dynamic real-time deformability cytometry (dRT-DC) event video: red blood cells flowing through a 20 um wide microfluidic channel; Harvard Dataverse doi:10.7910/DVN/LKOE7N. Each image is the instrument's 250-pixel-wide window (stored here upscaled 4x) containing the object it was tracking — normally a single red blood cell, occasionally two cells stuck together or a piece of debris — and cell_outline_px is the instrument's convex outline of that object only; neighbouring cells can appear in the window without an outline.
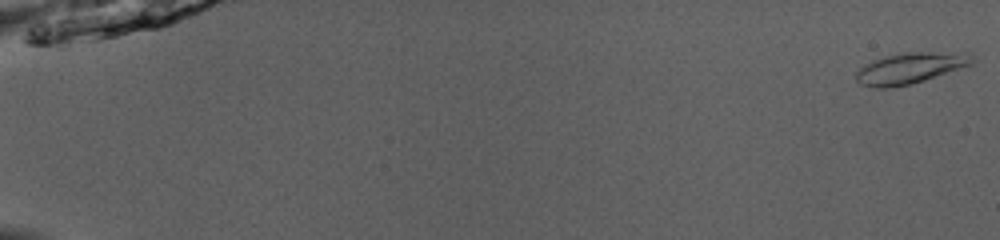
{"species": "common noctule bat (a hibernating species)", "species_latin": "Nyctalus noctula", "temperature_condition": "room temperature", "stored_images_in_passage": 52, "camera_frame_rate_fps": 3000, "um_per_image_px": 0.085, "animal": {"sex": "male", "body_mass_g": 13.0, "forearm_length_mm": 53.1}, "frame": {"image": 1, "passage_image": 1, "time_ms": 0.0, "image_size_px": [1000, 240], "cell_outline_px": [[976, 60], [972, 64], [912, 84], [892, 88], [872, 88], [860, 84], [856, 80], [856, 72], [864, 64], [888, 56], [904, 52], [972, 52], [976, 56]], "centroid_in_image_um": [77.42, 5.79], "position_along_channel_um": 7.6, "area_um2": 21.15}}
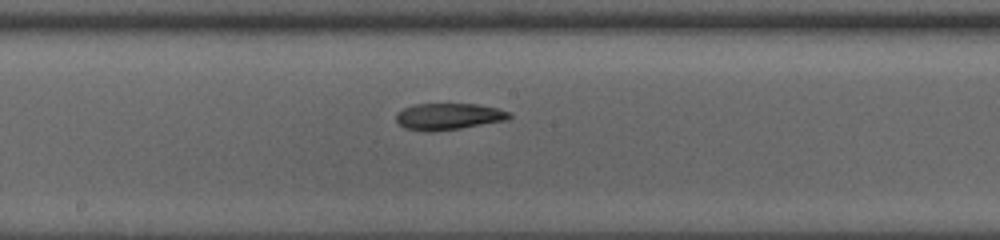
{"frame": {"image": 2, "passage_image": 30, "time_ms": 9.667, "image_size_px": [1000, 240], "cell_outline_px": [[512, 116], [508, 120], [460, 128], [432, 132], [424, 132], [404, 128], [396, 120], [396, 112], [404, 108], [416, 104], [476, 104], [496, 108], [512, 112]], "centroid_in_image_um": [38.12, 9.91], "position_along_channel_um": 210.1, "area_um2": 17.63}}
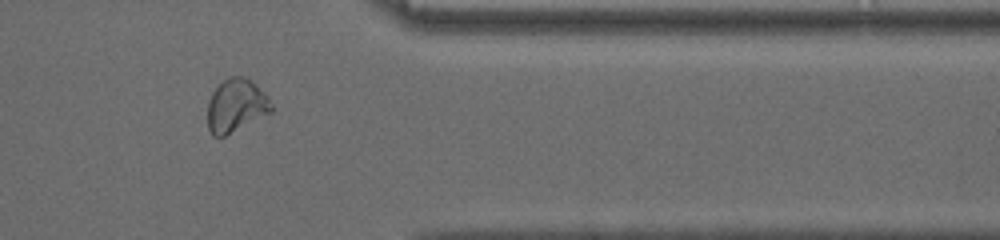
{"frame": {"image": 3, "passage_image": 44, "time_ms": 14.333, "image_size_px": [1000, 240], "cell_outline_px": [[272, 112], [224, 136], [212, 136], [208, 128], [208, 100], [212, 92], [228, 76], [248, 76], [268, 96], [272, 104]], "centroid_in_image_um": [20.07, 8.95], "position_along_channel_um": 391.3, "area_um2": 19.83}, "authors_computed_cell_mechanics": {"area_um2": 18.8428, "velocity_mm_per_s": 4.0498, "shape_relaxation_time_tau1_ms": null, "shape_relaxation_time_tau2_ms": 3.8761, "deformation_change_tau1": null, "deformation_change_tau2": 0.0961}}